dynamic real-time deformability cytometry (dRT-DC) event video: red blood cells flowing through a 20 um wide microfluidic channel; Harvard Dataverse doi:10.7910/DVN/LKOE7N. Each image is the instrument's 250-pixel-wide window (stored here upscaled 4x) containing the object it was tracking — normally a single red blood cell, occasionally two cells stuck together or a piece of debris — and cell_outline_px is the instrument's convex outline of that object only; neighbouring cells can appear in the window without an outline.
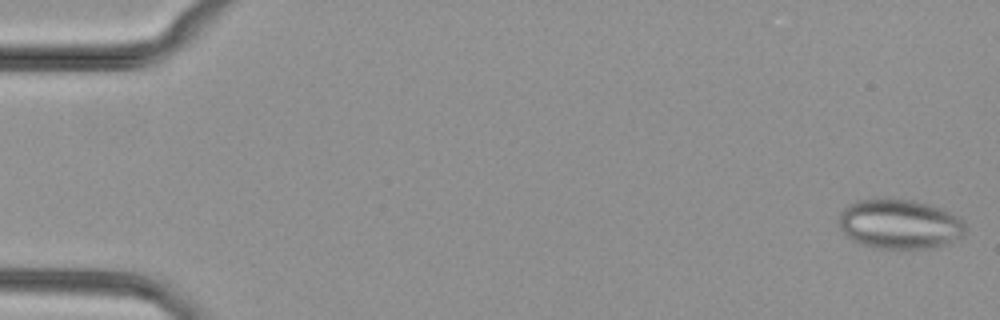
{"species": "common noctule bat (a hibernating species)", "species_latin": "Nyctalus noctula", "temperature_condition": "cold", "stored_images_in_passage": 51, "camera_frame_rate_fps": 3000, "um_per_image_px": 0.085, "animal": {"sex": "female", "body_mass_g": 29.2, "forearm_length_mm": 56.3}, "frame": {"image": 1, "passage_image": 1, "time_ms": 0.0, "image_size_px": [1000, 320], "cell_outline_px": [[964, 236], [944, 244], [932, 248], [872, 248], [860, 244], [852, 240], [840, 228], [836, 220], [840, 212], [848, 204], [856, 200], [884, 196], [888, 196], [916, 200], [940, 208], [964, 220]], "centroid_in_image_um": [76.4, 19.0], "position_along_channel_um": 8.6, "area_um2": 37.4}}
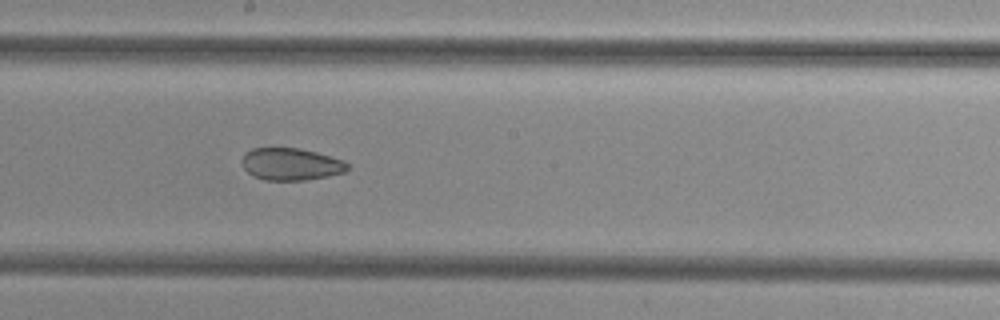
{"frame": {"image": 2, "passage_image": 28, "time_ms": 9.0, "image_size_px": [1000, 320], "cell_outline_px": [[348, 168], [344, 172], [328, 176], [304, 180], [264, 180], [252, 176], [244, 168], [240, 160], [244, 152], [252, 148], [300, 148], [316, 152], [344, 160], [348, 164]], "centroid_in_image_um": [24.69, 13.95], "position_along_channel_um": 223.5, "area_um2": 19.94}}
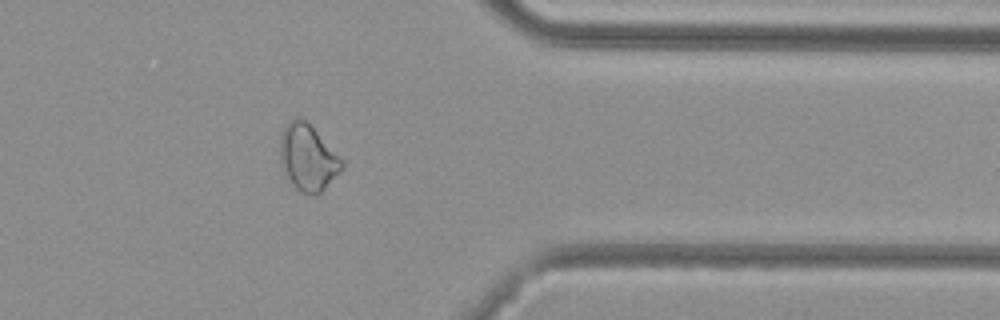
{"frame": {"image": 3, "passage_image": 41, "time_ms": 13.333, "image_size_px": [1000, 320], "cell_outline_px": [[344, 168], [320, 192], [312, 196], [308, 196], [300, 192], [284, 176], [280, 164], [280, 136], [288, 120], [296, 116], [308, 120], [344, 160]], "centroid_in_image_um": [26.16, 13.37], "position_along_channel_um": 385.2, "area_um2": 24.62}}